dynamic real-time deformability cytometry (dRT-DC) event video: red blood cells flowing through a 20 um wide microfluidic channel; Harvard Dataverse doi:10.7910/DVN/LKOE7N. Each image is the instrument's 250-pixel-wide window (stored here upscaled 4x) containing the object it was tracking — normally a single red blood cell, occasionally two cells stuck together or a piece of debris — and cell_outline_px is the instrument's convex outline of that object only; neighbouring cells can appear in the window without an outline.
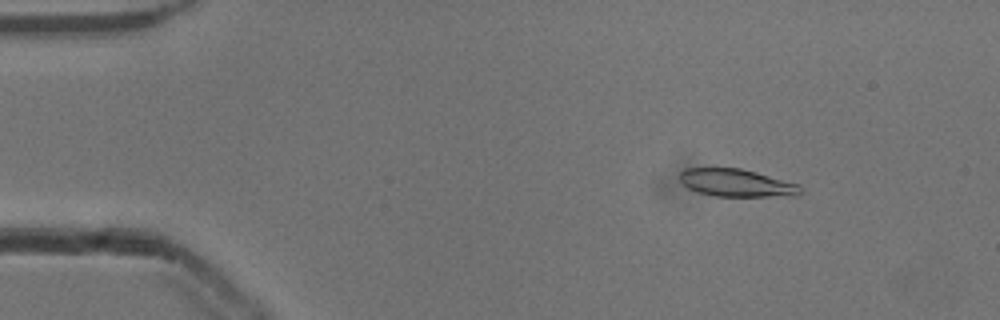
{"species": "common noctule bat (a hibernating species)", "species_latin": "Nyctalus noctula", "temperature_condition": "cold", "stored_images_in_passage": 52, "camera_frame_rate_fps": 3000, "um_per_image_px": 0.085, "animal": {"sex": "male", "body_mass_g": 13.3}, "frame": {"image": 1, "passage_image": 7, "time_ms": 2.0, "image_size_px": [1000, 320], "cell_outline_px": [[804, 192], [796, 196], [716, 196], [696, 192], [688, 188], [680, 180], [680, 172], [684, 168], [740, 168], [756, 172], [800, 184], [804, 188]], "centroid_in_image_um": [62.66, 15.55], "position_along_channel_um": 22.3, "area_um2": 19.65}}
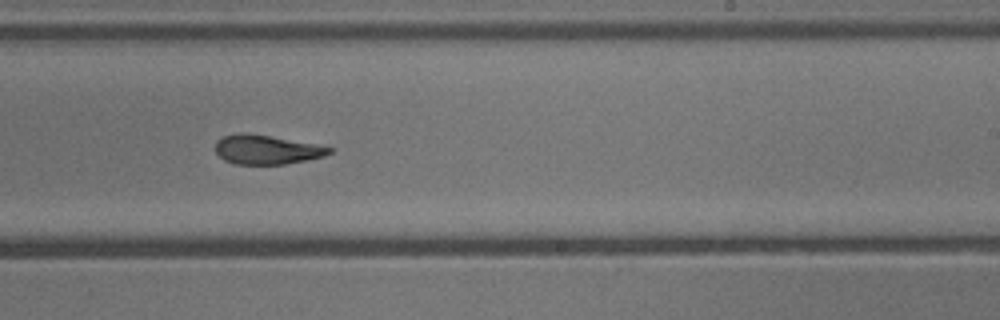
{"frame": {"image": 2, "passage_image": 32, "time_ms": 10.333, "image_size_px": [1000, 320], "cell_outline_px": [[332, 152], [324, 156], [308, 160], [284, 164], [236, 164], [224, 160], [216, 152], [216, 140], [220, 136], [268, 136], [316, 144], [332, 148]], "centroid_in_image_um": [22.71, 12.76], "position_along_channel_um": 266.3, "area_um2": 18.61}}
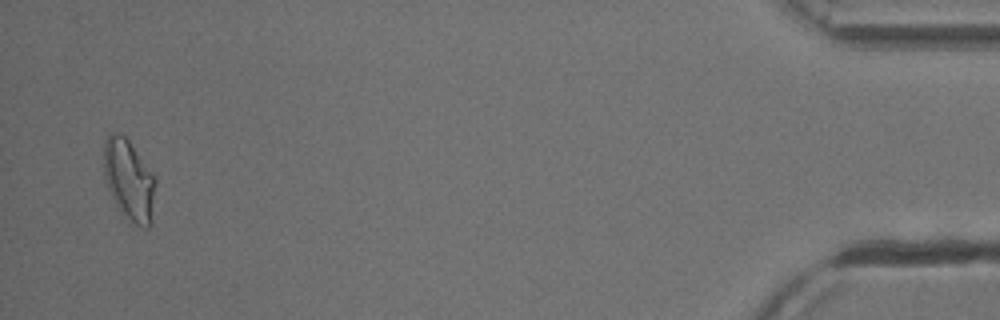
{"frame": {"image": 3, "passage_image": 51, "time_ms": 16.667, "image_size_px": [1000, 320], "cell_outline_px": [[156, 184], [152, 224], [148, 228], [144, 228], [136, 224], [124, 216], [116, 204], [108, 188], [104, 176], [104, 140], [112, 132], [116, 132], [124, 136], [128, 140], [156, 176]], "centroid_in_image_um": [11.0, 15.31], "position_along_channel_um": 424.2, "area_um2": 24.51}, "authors_computed_cell_mechanics": {"area_um2": 20.5479, "velocity_mm_per_s": 3.8937, "shape_relaxation_time_tau1_ms": 4.615, "shape_relaxation_time_tau2_ms": 2.3731, "deformation_change_tau1": 0.1676, "deformation_change_tau2": 0.0991}}